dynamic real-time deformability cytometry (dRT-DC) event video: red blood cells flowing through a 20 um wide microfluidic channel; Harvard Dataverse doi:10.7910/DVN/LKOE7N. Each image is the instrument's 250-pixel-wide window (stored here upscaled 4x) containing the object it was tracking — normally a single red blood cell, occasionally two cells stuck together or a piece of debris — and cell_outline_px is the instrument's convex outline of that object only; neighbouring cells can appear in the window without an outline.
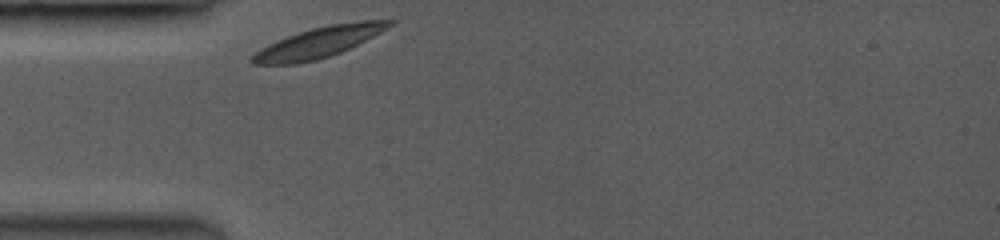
{"species": "common noctule bat (a hibernating species)", "species_latin": "Nyctalus noctula", "temperature_condition": "room temperature", "stored_images_in_passage": 26, "camera_frame_rate_fps": 3500, "um_per_image_px": 0.085, "animal": {"sex": "female", "body_mass_g": 19.0, "forearm_length_mm": 53.3}, "frame": {"image": 1, "passage_image": 1, "time_ms": 0.0, "image_size_px": [1000, 240], "cell_outline_px": [[396, 24], [340, 52], [316, 60], [296, 64], [252, 64], [248, 60], [248, 56], [260, 48], [276, 40], [312, 28], [328, 24], [364, 20], [396, 20]], "centroid_in_image_um": [27.04, 3.6], "position_along_channel_um": 58.0, "area_um2": 24.39}}
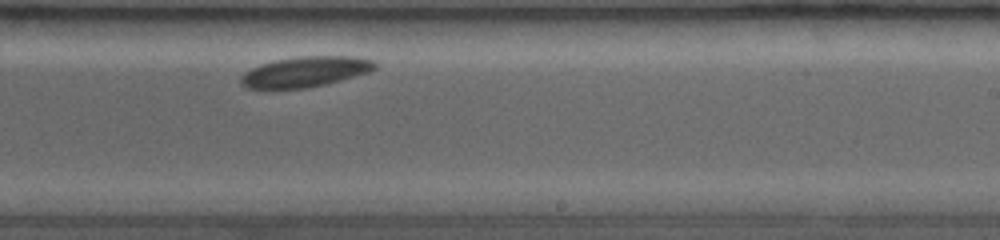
{"frame": {"image": 2, "passage_image": 16, "time_ms": 5.714, "image_size_px": [1000, 240], "cell_outline_px": [[380, 64], [376, 68], [368, 72], [324, 84], [304, 88], [248, 88], [240, 80], [240, 76], [244, 72], [260, 64], [276, 60], [300, 56], [356, 56], [372, 60]], "centroid_in_image_um": [25.98, 6.08], "position_along_channel_um": 263.0, "area_um2": 23.47}}
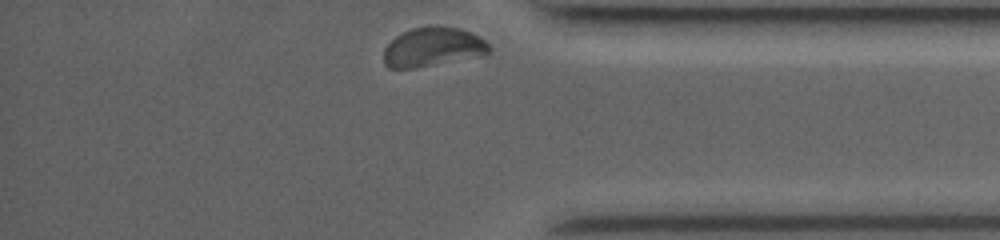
{"frame": {"image": 3, "passage_image": 26, "time_ms": 9.429, "image_size_px": [1000, 240], "cell_outline_px": [[488, 52], [484, 56], [416, 68], [388, 68], [384, 64], [384, 48], [396, 36], [412, 28], [436, 24], [460, 28], [472, 32], [480, 36], [488, 44]], "centroid_in_image_um": [36.81, 3.99], "position_along_channel_um": 398.4, "area_um2": 24.45}}